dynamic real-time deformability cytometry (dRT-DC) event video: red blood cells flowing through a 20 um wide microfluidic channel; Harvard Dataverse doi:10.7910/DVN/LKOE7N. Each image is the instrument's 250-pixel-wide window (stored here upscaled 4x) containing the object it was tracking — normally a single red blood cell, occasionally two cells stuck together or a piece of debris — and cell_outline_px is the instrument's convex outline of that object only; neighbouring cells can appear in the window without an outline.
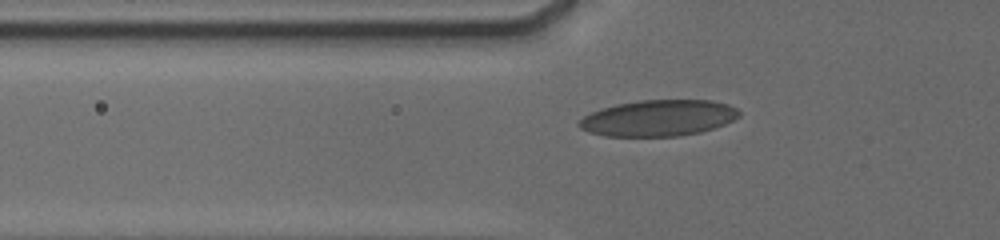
{"species": "human", "species_latin": "Homo sapiens", "temperature_condition": "cold", "stored_images_in_passage": 52, "camera_frame_rate_fps": 3000, "um_per_image_px": 0.085, "donor": {"sex": "male"}, "frame": {"image": 1, "passage_image": 2, "time_ms": 0.333, "image_size_px": [1000, 240], "cell_outline_px": [[740, 116], [724, 124], [700, 132], [680, 136], [604, 136], [588, 132], [580, 128], [576, 124], [584, 116], [600, 108], [616, 104], [640, 100], [712, 100], [728, 104], [736, 108], [740, 112]], "centroid_in_image_um": [55.94, 10.03], "position_along_channel_um": 69.9, "area_um2": 33.81}}
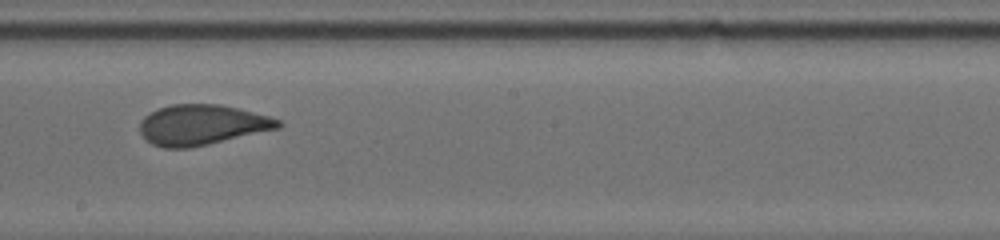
{"frame": {"image": 2, "passage_image": 31, "time_ms": 4.667, "image_size_px": [1000, 240], "cell_outline_px": [[284, 124], [280, 128], [208, 144], [188, 148], [164, 148], [152, 144], [140, 132], [140, 120], [144, 116], [156, 108], [172, 104], [220, 104], [240, 108], [268, 116], [280, 120]], "centroid_in_image_um": [17.16, 10.6], "position_along_channel_um": 231.0, "area_um2": 32.6}}
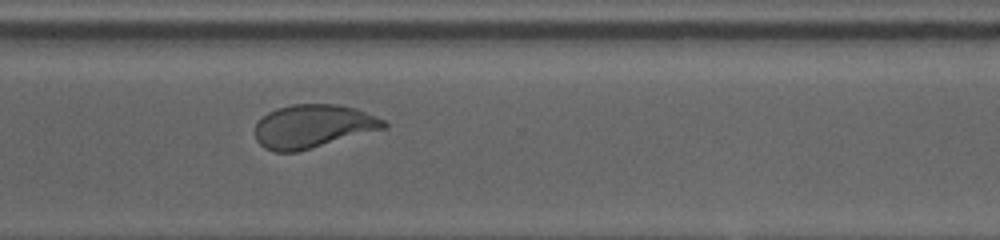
{"frame": {"image": 3, "passage_image": 51, "time_ms": 7.667, "image_size_px": [1000, 240], "cell_outline_px": [[388, 128], [312, 148], [296, 152], [276, 152], [264, 148], [256, 140], [256, 124], [268, 112], [276, 108], [292, 104], [340, 104], [356, 108], [376, 116], [384, 120], [388, 124]], "centroid_in_image_um": [26.64, 10.73], "position_along_channel_um": 344.0, "area_um2": 32.71}}